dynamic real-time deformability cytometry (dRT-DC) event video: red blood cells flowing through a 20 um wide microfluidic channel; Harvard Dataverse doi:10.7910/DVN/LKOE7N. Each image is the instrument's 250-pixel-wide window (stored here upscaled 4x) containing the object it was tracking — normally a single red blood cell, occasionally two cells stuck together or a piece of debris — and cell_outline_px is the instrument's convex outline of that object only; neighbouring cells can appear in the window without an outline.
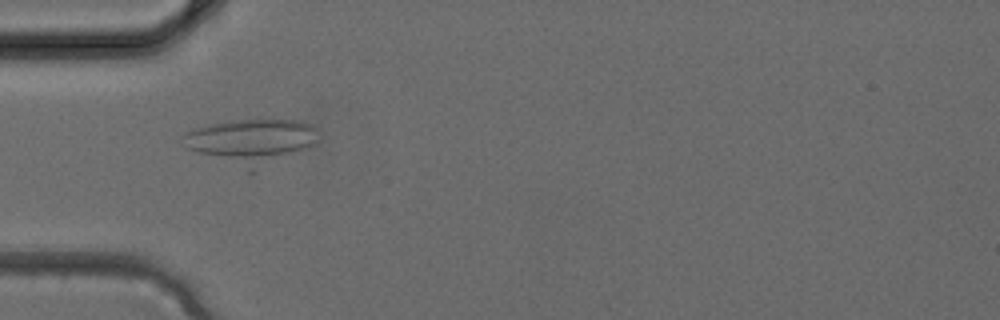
{"species": "common noctule bat (a hibernating species)", "species_latin": "Nyctalus noctula", "temperature_condition": "cold", "stored_images_in_passage": 3, "camera_frame_rate_fps": 3000, "um_per_image_px": 0.085, "animal": {"sex": "female", "body_mass_g": 24.6, "forearm_length_mm": 56.2}, "frame": {"image": 1, "passage_image": 3, "time_ms": 0.667, "image_size_px": [1000, 320], "cell_outline_px": [[320, 140], [316, 144], [308, 148], [252, 172], [248, 172], [184, 148], [180, 136], [184, 132], [192, 128], [204, 124], [228, 120], [272, 116], [304, 120], [312, 124], [316, 128]], "centroid_in_image_um": [21.34, 11.95], "position_along_channel_um": 63.7, "area_um2": 37.51}}